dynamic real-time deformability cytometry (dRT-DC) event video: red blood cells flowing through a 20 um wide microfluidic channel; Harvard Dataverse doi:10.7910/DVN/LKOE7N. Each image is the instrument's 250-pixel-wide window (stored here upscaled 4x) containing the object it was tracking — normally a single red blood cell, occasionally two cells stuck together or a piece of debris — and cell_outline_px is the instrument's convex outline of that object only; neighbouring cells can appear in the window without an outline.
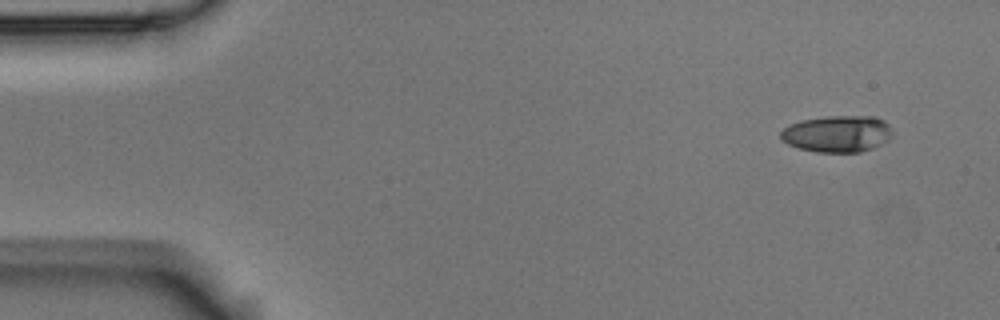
{"species": "Egyptian fruit bat (a non-hibernating species)", "species_latin": "Rousettus aegyptiacus", "temperature_condition": "room temperature", "stored_images_in_passage": 5, "segment_of_instrument_passage": [1, 2], "camera_frame_rate_fps": 3000, "um_per_image_px": 0.085, "animal": {"sex": "male"}, "frame": {"image": 1, "passage_image": 1, "time_ms": 0.0, "image_size_px": [1000, 320], "cell_outline_px": [[892, 136], [888, 140], [872, 148], [860, 152], [816, 152], [800, 148], [788, 144], [780, 136], [780, 132], [784, 128], [800, 120], [828, 116], [876, 116], [884, 120], [892, 128]], "centroid_in_image_um": [71.21, 11.36], "position_along_channel_um": 13.8, "area_um2": 23.87}}
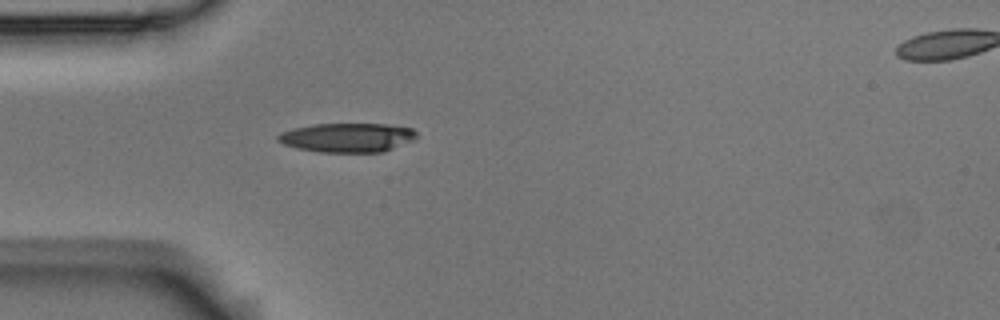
{"frame": {"image": 2, "passage_image": 4, "time_ms": 1.0, "image_size_px": [1000, 320], "cell_outline_px": [[416, 136], [412, 140], [384, 152], [320, 152], [296, 148], [284, 144], [276, 140], [276, 136], [280, 132], [292, 128], [316, 124], [388, 124], [412, 128], [416, 132]], "centroid_in_image_um": [29.49, 11.69], "position_along_channel_um": 55.5, "area_um2": 23.58}}